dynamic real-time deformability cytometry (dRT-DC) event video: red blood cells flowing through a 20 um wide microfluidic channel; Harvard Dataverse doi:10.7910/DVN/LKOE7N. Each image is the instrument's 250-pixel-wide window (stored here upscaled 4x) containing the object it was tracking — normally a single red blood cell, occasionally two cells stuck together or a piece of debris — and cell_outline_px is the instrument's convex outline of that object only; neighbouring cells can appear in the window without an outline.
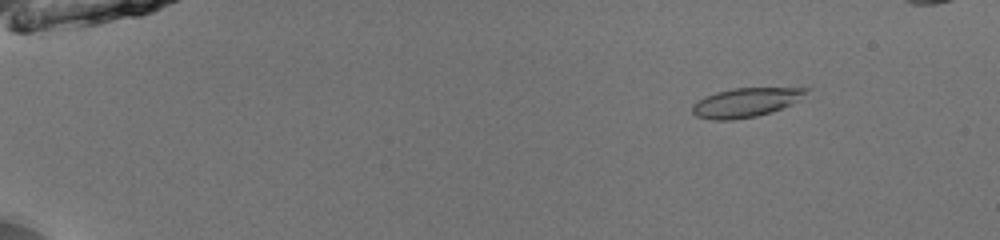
{"species": "common noctule bat (a hibernating species)", "species_latin": "Nyctalus noctula", "temperature_condition": "room temperature", "stored_images_in_passage": 52, "camera_frame_rate_fps": 3000, "um_per_image_px": 0.085, "animal": {"sex": "male", "body_mass_g": 13.0, "forearm_length_mm": 53.1}, "frame": {"image": 1, "passage_image": 8, "time_ms": 2.333, "image_size_px": [1000, 240], "cell_outline_px": [[812, 88], [792, 104], [772, 112], [756, 116], [732, 120], [712, 120], [696, 116], [692, 112], [692, 104], [696, 100], [704, 96], [716, 92], [732, 88]], "centroid_in_image_um": [63.33, 8.71], "position_along_channel_um": 21.7, "area_um2": 19.36}}
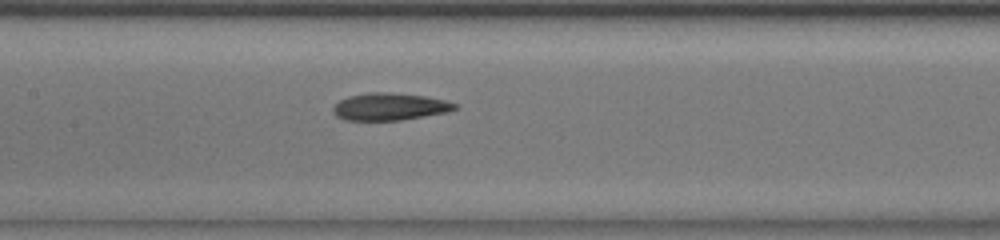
{"frame": {"image": 2, "passage_image": 28, "time_ms": 9.0, "image_size_px": [1000, 240], "cell_outline_px": [[460, 108], [448, 112], [400, 120], [344, 120], [336, 116], [332, 112], [332, 108], [340, 100], [348, 96], [368, 92], [392, 92], [424, 96], [444, 100], [460, 104]], "centroid_in_image_um": [33.14, 9.06], "position_along_channel_um": 174.3, "area_um2": 19.54}}
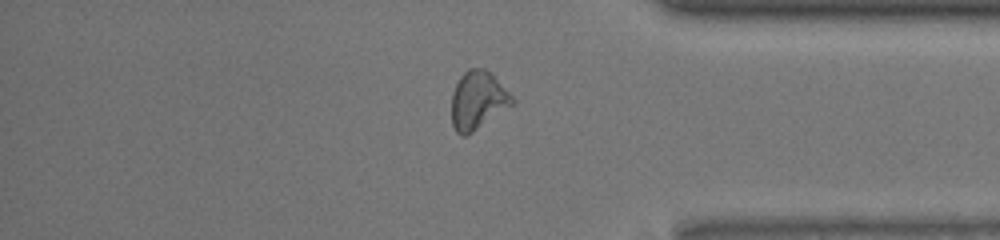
{"frame": {"image": 3, "passage_image": 45, "time_ms": 14.667, "image_size_px": [1000, 240], "cell_outline_px": [[516, 104], [472, 132], [464, 136], [460, 136], [456, 132], [452, 124], [452, 92], [460, 76], [468, 68], [484, 68], [492, 72], [516, 100]], "centroid_in_image_um": [40.65, 8.51], "position_along_channel_um": 394.6, "area_um2": 20.92}}